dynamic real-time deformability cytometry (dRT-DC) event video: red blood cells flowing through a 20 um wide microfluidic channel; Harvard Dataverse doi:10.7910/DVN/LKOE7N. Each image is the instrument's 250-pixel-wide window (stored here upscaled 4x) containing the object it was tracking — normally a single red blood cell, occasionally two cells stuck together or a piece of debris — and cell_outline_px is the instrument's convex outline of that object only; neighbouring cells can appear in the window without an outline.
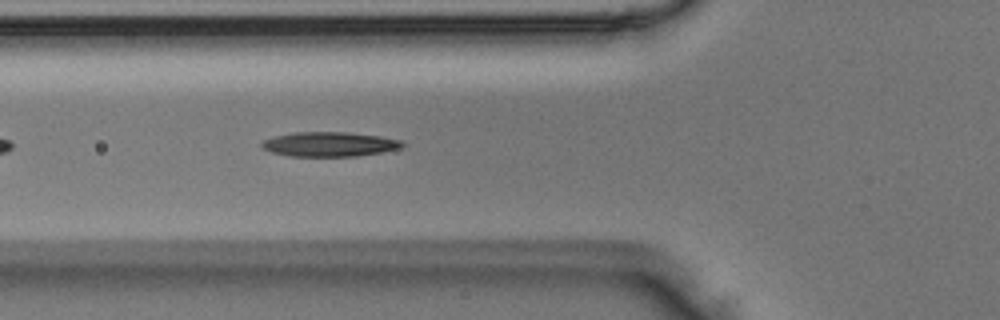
{"species": "Egyptian fruit bat (a non-hibernating species)", "species_latin": "Rousettus aegyptiacus", "temperature_condition": "room temperature", "stored_images_in_passage": 4, "camera_frame_rate_fps": 3000, "um_per_image_px": 0.085, "animal": {"sex": "male"}, "frame": {"image": 1, "passage_image": 4, "time_ms": 1.0, "image_size_px": [1000, 320], "cell_outline_px": [[404, 148], [356, 156], [288, 156], [272, 152], [264, 148], [260, 144], [264, 140], [276, 136], [296, 132], [348, 132], [380, 136], [404, 140]], "centroid_in_image_um": [28.07, 12.25], "position_along_channel_um": 97.7, "area_um2": 20.11}}